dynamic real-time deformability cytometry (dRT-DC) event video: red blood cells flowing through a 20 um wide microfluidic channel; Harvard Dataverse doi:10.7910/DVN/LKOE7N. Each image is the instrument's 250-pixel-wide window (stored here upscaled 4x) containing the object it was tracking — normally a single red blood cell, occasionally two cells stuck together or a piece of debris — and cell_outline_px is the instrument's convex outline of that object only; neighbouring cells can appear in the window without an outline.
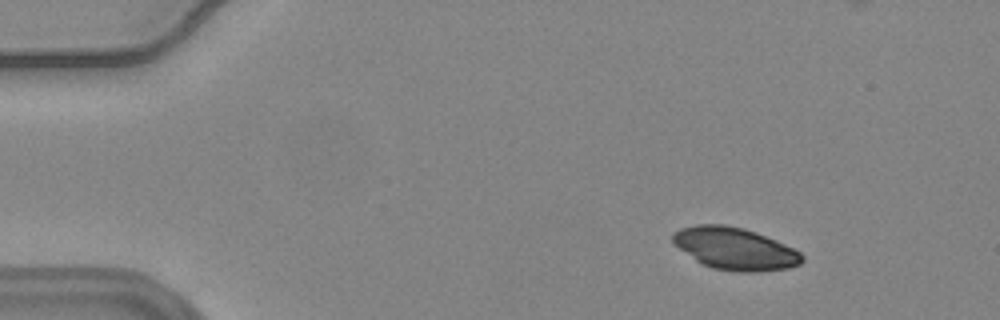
{"species": "common noctule bat (a hibernating species)", "species_latin": "Nyctalus noctula", "temperature_condition": "warm", "stored_images_in_passage": 14, "camera_frame_rate_fps": 3000, "um_per_image_px": 0.085, "animal": {"sex": "female", "body_mass_g": 24.6, "forearm_length_mm": 56.2}, "frame": {"image": 1, "passage_image": 4, "time_ms": 1.0, "image_size_px": [1000, 320], "cell_outline_px": [[804, 260], [800, 264], [788, 268], [760, 272], [736, 272], [712, 268], [696, 260], [680, 248], [672, 240], [672, 232], [680, 228], [696, 224], [724, 224], [744, 228], [756, 232], [776, 240], [800, 252], [804, 256]], "centroid_in_image_um": [62.48, 21.13], "position_along_channel_um": 22.5, "area_um2": 31.79}}